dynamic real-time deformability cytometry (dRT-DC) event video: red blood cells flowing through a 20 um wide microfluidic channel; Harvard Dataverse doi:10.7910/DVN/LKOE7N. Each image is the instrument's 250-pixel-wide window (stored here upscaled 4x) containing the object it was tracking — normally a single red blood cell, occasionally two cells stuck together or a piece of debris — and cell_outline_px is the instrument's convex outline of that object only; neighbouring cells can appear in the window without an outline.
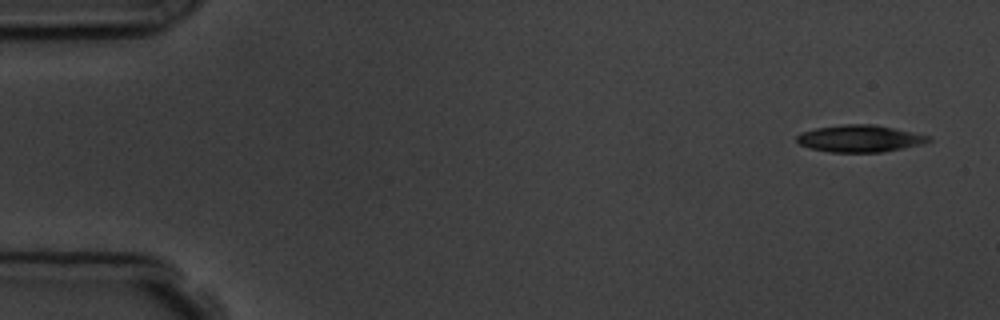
{"species": "common noctule bat (a hibernating species)", "species_latin": "Nyctalus noctula", "temperature_condition": "room temperature", "stored_images_in_passage": 6, "camera_frame_rate_fps": 3000, "um_per_image_px": 0.085, "animal": {"sex": "male", "body_mass_g": 19.5, "forearm_length_mm": 54.6}, "frame": {"image": 1, "passage_image": 1, "time_ms": 0.0, "image_size_px": [1000, 320], "cell_outline_px": [[932, 140], [920, 144], [904, 148], [880, 152], [828, 152], [808, 148], [800, 144], [796, 140], [796, 136], [800, 132], [816, 128], [840, 124], [876, 124], [932, 136]], "centroid_in_image_um": [73.07, 11.77], "position_along_channel_um": 11.9, "area_um2": 20.92}}
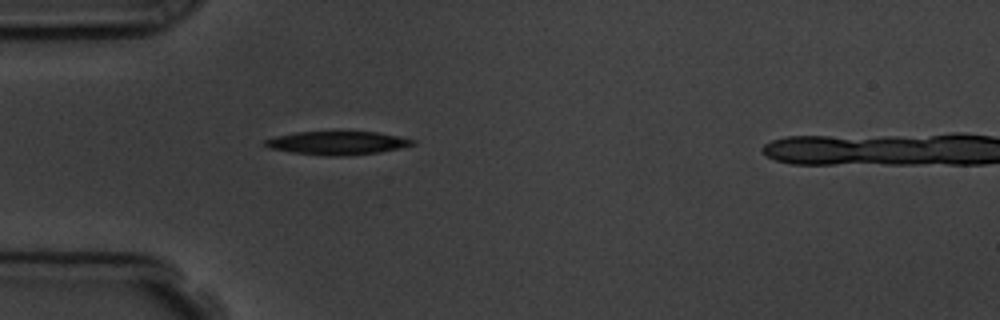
{"frame": {"image": 2, "passage_image": 5, "time_ms": 4.333, "image_size_px": [1000, 320], "cell_outline_px": [[416, 144], [400, 148], [380, 152], [344, 156], [324, 156], [292, 152], [268, 148], [260, 144], [264, 140], [276, 136], [296, 132], [380, 132], [400, 136], [416, 140]], "centroid_in_image_um": [28.67, 12.15], "position_along_channel_um": 56.3, "area_um2": 20.35}}